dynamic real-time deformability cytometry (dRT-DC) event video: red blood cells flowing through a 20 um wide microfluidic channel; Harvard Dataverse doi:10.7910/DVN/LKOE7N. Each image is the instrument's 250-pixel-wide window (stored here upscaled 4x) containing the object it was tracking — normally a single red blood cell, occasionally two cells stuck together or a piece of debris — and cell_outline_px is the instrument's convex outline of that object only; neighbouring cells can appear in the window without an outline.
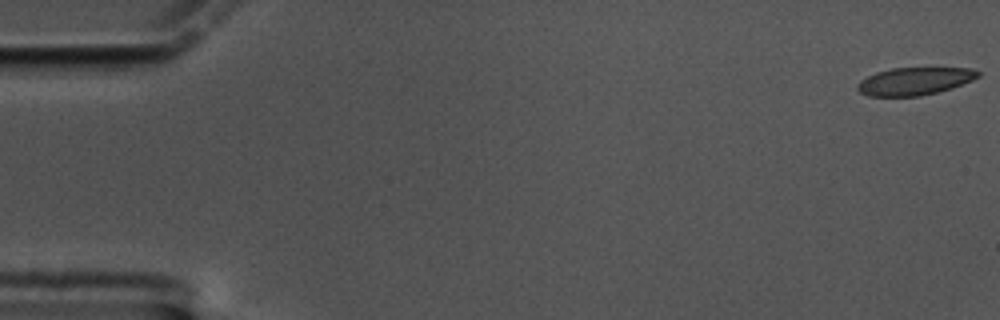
{"species": "common noctule bat (a hibernating species)", "species_latin": "Nyctalus noctula", "temperature_condition": "cold", "stored_images_in_passage": 61, "camera_frame_rate_fps": 3000, "um_per_image_px": 0.085, "animal": {"sex": "male", "body_mass_g": 17.5, "forearm_length_mm": 52.3}, "frame": {"image": 1, "passage_image": 1, "time_ms": 0.0, "image_size_px": [1000, 320], "cell_outline_px": [[980, 76], [972, 80], [952, 88], [920, 96], [868, 96], [860, 92], [856, 88], [856, 84], [860, 80], [876, 72], [892, 68], [972, 68], [980, 72]], "centroid_in_image_um": [77.72, 6.9], "position_along_channel_um": 7.3, "area_um2": 19.42}}
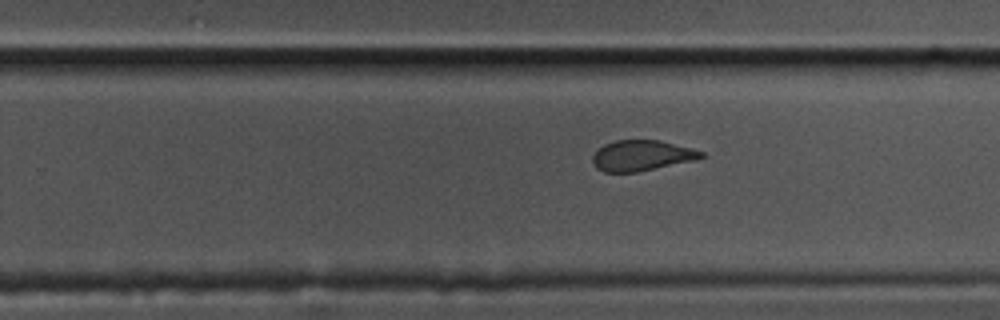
{"frame": {"image": 2, "passage_image": 38, "time_ms": 12.333, "image_size_px": [1000, 320], "cell_outline_px": [[708, 156], [696, 160], [636, 172], [604, 172], [596, 168], [592, 160], [592, 156], [604, 144], [616, 140], [660, 140], [692, 148], [704, 152]], "centroid_in_image_um": [54.58, 13.22], "position_along_channel_um": 275.2, "area_um2": 19.42}}
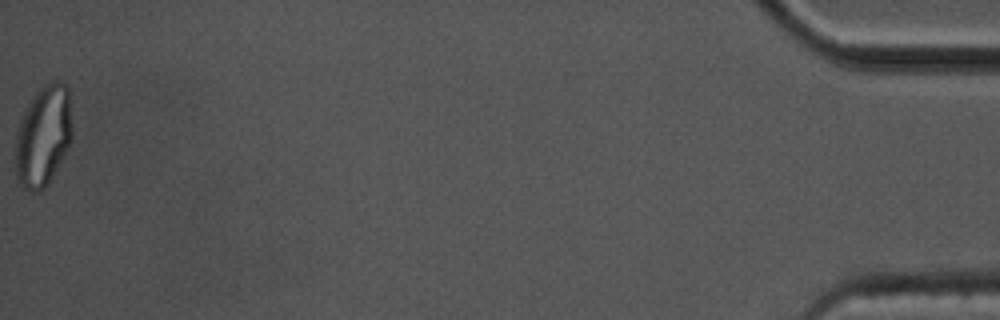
{"frame": {"image": 3, "passage_image": 61, "time_ms": 20.0, "image_size_px": [1000, 320], "cell_outline_px": [[72, 140], [68, 148], [52, 176], [44, 188], [36, 192], [28, 192], [16, 180], [16, 132], [24, 108], [32, 96], [44, 84], [52, 80], [60, 80], [68, 88], [72, 128]], "centroid_in_image_um": [3.67, 11.53], "position_along_channel_um": 431.5, "area_um2": 33.64}, "authors_computed_cell_mechanics": {"area_um2": 21.0392, "velocity_mm_per_s": 3.3279, "shape_relaxation_time_tau1_ms": 8.7901, "shape_relaxation_time_tau2_ms": 1.2031, "deformation_change_tau1": 0.1799, "deformation_change_tau2": 0.067}}